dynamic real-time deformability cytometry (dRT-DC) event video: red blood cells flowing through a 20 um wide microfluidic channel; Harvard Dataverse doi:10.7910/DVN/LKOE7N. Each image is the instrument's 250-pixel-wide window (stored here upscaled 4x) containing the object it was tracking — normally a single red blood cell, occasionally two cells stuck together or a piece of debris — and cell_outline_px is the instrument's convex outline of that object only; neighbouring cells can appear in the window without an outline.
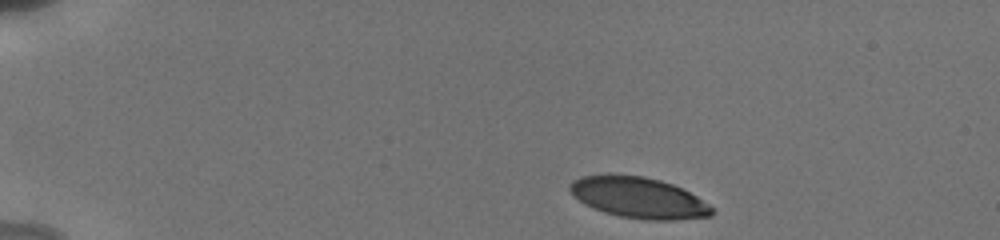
{"species": "human", "species_latin": "Homo sapiens", "temperature_condition": "cold", "stored_images_in_passage": 15, "camera_frame_rate_fps": 3000, "um_per_image_px": 0.085, "donor": {"sex": "male"}, "frame": {"image": 1, "passage_image": 1, "time_ms": 0.0, "image_size_px": [1000, 240], "cell_outline_px": [[716, 212], [712, 216], [676, 220], [644, 220], [620, 216], [604, 212], [584, 204], [572, 196], [568, 188], [568, 184], [572, 180], [580, 176], [608, 172], [644, 176], [660, 180], [672, 184], [696, 196], [716, 208]], "centroid_in_image_um": [54.24, 16.78], "position_along_channel_um": 30.8, "area_um2": 34.74}}
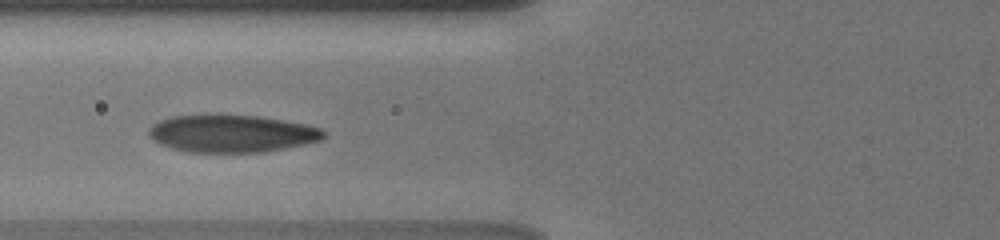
{"frame": {"image": 2, "passage_image": 9, "time_ms": 4.333, "image_size_px": [1000, 240], "cell_outline_px": [[328, 132], [320, 140], [304, 144], [264, 152], [188, 152], [172, 148], [160, 144], [152, 140], [148, 136], [148, 132], [152, 124], [160, 120], [172, 116], [260, 116], [284, 120], [304, 124], [320, 128]], "centroid_in_image_um": [19.69, 11.37], "position_along_channel_um": 106.1, "area_um2": 37.8}}
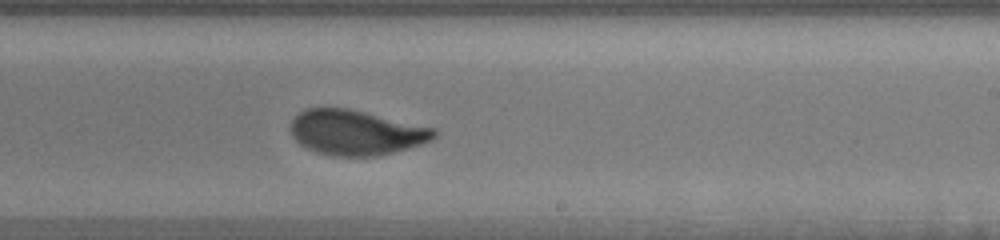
{"frame": {"image": 3, "passage_image": 15, "time_ms": 8.333, "image_size_px": [1000, 240], "cell_outline_px": [[436, 136], [432, 140], [408, 148], [376, 156], [332, 156], [316, 152], [300, 144], [292, 136], [292, 120], [304, 108], [348, 108], [436, 128]], "centroid_in_image_um": [30.27, 11.26], "position_along_channel_um": 258.7, "area_um2": 37.45}}